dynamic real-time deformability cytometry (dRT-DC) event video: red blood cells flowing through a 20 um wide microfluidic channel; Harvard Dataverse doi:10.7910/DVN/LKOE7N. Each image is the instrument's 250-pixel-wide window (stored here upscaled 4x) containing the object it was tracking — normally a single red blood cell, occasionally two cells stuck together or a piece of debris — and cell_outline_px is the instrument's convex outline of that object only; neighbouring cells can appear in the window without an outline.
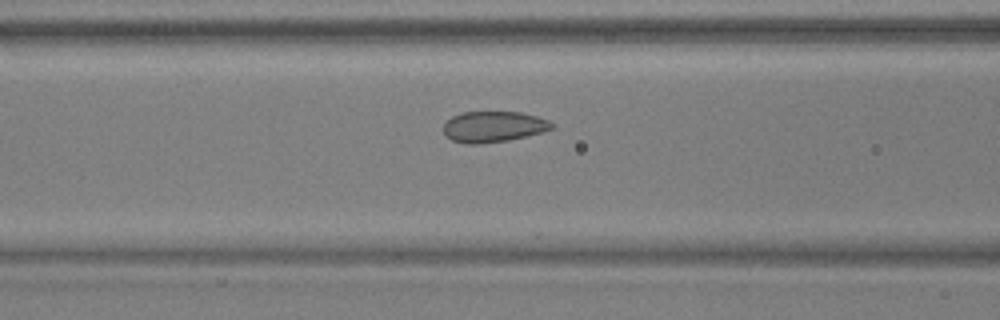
{"species": "common noctule bat (a hibernating species)", "species_latin": "Nyctalus noctula", "temperature_condition": "warm", "stored_images_in_passage": 35, "camera_frame_rate_fps": 3000, "um_per_image_px": 0.085, "animal": {"sex": "male", "body_mass_g": 17.9, "forearm_length_mm": 54.2}, "frame": {"image": 1, "passage_image": 9, "time_ms": 2.667, "image_size_px": [1000, 320], "cell_outline_px": [[556, 128], [544, 132], [508, 140], [480, 144], [468, 144], [452, 140], [444, 132], [444, 124], [452, 116], [464, 112], [520, 112], [536, 116], [548, 120], [556, 124]], "centroid_in_image_um": [42.0, 10.77], "position_along_channel_um": 124.6, "area_um2": 19.54}}
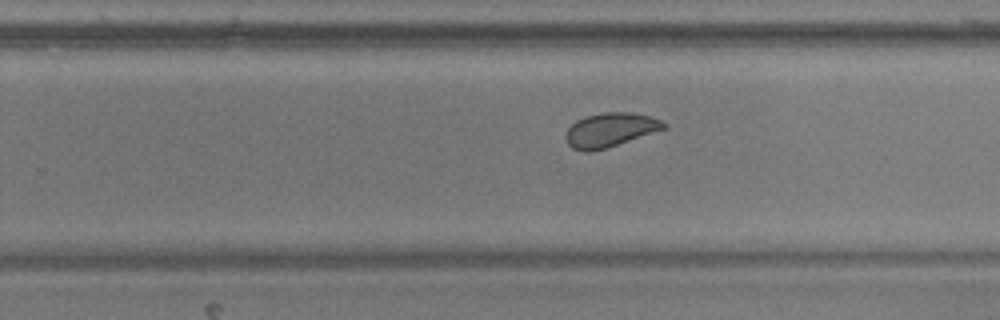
{"frame": {"image": 2, "passage_image": 21, "time_ms": 6.667, "image_size_px": [1000, 320], "cell_outline_px": [[668, 128], [604, 148], [588, 152], [584, 152], [572, 148], [568, 144], [564, 136], [564, 132], [576, 120], [584, 116], [604, 112], [628, 112], [648, 116], [660, 120], [668, 124]], "centroid_in_image_um": [51.83, 11.03], "position_along_channel_um": 278.0, "area_um2": 19.42}}
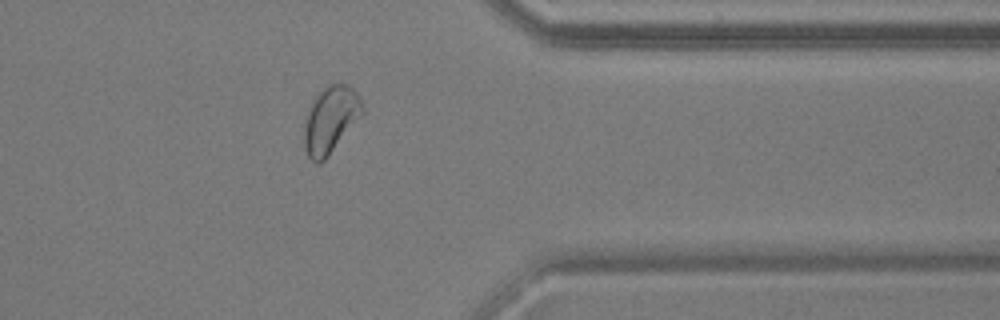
{"frame": {"image": 3, "passage_image": 30, "time_ms": 9.667, "image_size_px": [1000, 320], "cell_outline_px": [[364, 112], [328, 156], [320, 164], [316, 164], [308, 156], [304, 148], [304, 124], [312, 100], [328, 84], [348, 84], [360, 96], [364, 108]], "centroid_in_image_um": [28.09, 10.18], "position_along_channel_um": 383.3, "area_um2": 22.48}}